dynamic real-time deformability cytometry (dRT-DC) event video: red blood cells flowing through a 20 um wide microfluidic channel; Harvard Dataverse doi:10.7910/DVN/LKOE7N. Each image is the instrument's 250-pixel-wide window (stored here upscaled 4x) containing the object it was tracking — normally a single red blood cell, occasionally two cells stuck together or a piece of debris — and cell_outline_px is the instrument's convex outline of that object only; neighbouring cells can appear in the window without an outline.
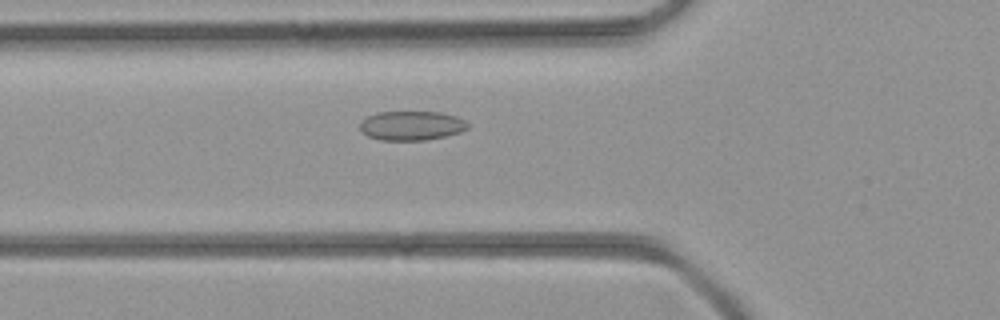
{"species": "common noctule bat (a hibernating species)", "species_latin": "Nyctalus noctula", "temperature_condition": "room temperature", "stored_images_in_passage": 43, "camera_frame_rate_fps": 3000, "um_per_image_px": 0.085, "animal": {"sex": "female", "body_mass_g": 21.9}, "frame": {"image": 1, "passage_image": 15, "time_ms": 4.667, "image_size_px": [1000, 320], "cell_outline_px": [[468, 128], [460, 132], [444, 136], [424, 140], [380, 140], [368, 136], [360, 128], [360, 120], [376, 112], [440, 112], [456, 116], [464, 120], [468, 124]], "centroid_in_image_um": [34.96, 10.67], "position_along_channel_um": 90.8, "area_um2": 18.32}}
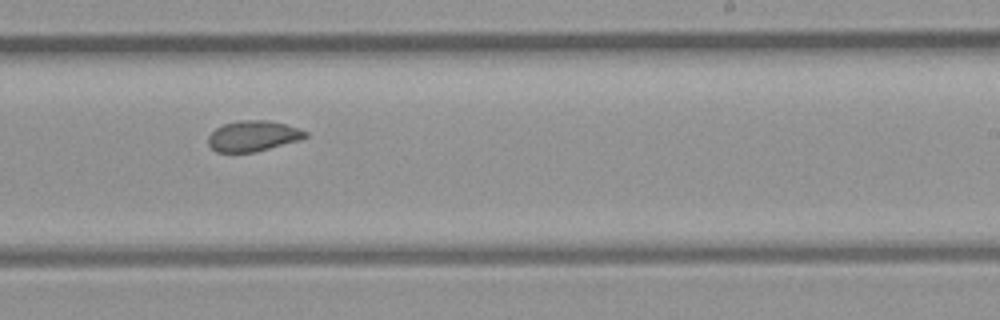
{"frame": {"image": 2, "passage_image": 26, "time_ms": 8.333, "image_size_px": [1000, 320], "cell_outline_px": [[308, 136], [300, 140], [256, 152], [216, 152], [208, 144], [208, 136], [216, 128], [224, 124], [240, 120], [268, 120], [284, 124], [308, 132]], "centroid_in_image_um": [21.5, 11.56], "position_along_channel_um": 267.5, "area_um2": 17.28}}
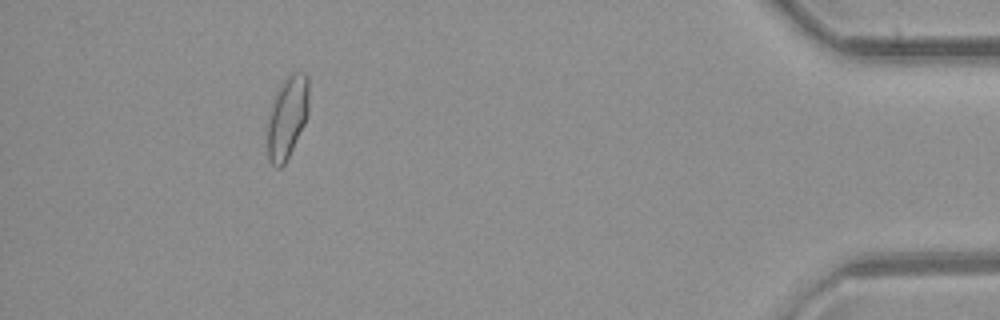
{"frame": {"image": 3, "passage_image": 39, "time_ms": 12.667, "image_size_px": [1000, 320], "cell_outline_px": [[308, 112], [304, 124], [284, 164], [280, 168], [276, 168], [268, 160], [268, 120], [272, 104], [276, 92], [284, 80], [292, 72], [304, 72], [308, 76]], "centroid_in_image_um": [24.42, 9.95], "position_along_channel_um": 410.8, "area_um2": 19.54}}